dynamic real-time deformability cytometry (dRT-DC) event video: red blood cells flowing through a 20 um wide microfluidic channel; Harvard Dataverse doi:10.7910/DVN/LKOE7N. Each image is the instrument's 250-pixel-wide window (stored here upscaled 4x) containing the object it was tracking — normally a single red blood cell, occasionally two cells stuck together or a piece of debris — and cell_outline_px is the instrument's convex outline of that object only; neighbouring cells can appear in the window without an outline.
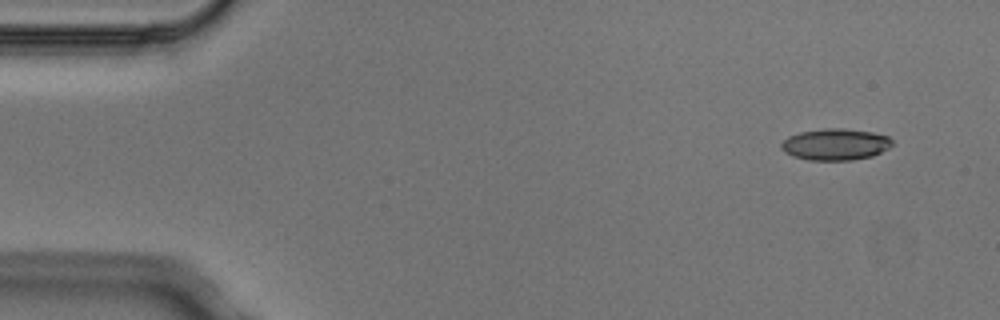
{"species": "Egyptian fruit bat (a non-hibernating species)", "species_latin": "Rousettus aegyptiacus", "temperature_condition": "cold", "stored_images_in_passage": 5, "camera_frame_rate_fps": 3000, "um_per_image_px": 0.085, "animal": {"sex": "male"}, "frame": {"image": 1, "passage_image": 1, "time_ms": 0.0, "image_size_px": [1000, 320], "cell_outline_px": [[892, 144], [888, 148], [872, 156], [852, 160], [808, 160], [792, 156], [784, 152], [780, 148], [780, 144], [788, 136], [800, 132], [824, 128], [840, 128], [872, 132], [888, 136], [892, 140]], "centroid_in_image_um": [70.97, 12.27], "position_along_channel_um": 14.0, "area_um2": 20.4}}